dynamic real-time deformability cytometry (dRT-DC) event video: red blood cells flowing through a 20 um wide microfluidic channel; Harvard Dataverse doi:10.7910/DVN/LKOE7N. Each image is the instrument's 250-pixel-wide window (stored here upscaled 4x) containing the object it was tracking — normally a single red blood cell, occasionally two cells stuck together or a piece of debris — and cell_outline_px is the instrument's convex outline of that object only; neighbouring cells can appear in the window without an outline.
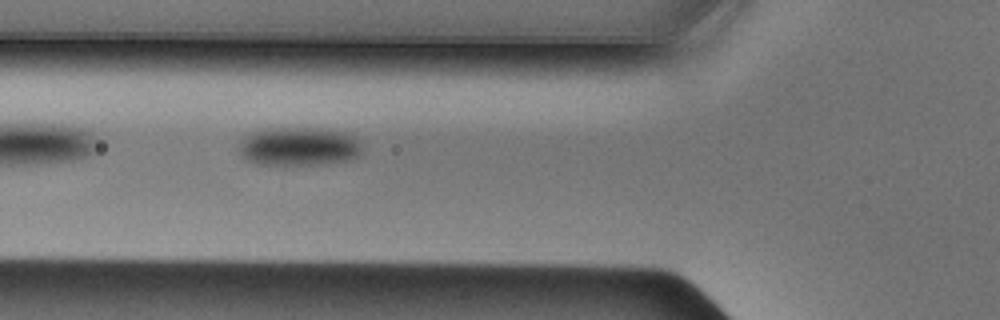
{"species": "Egyptian fruit bat (a non-hibernating species)", "species_latin": "Rousettus aegyptiacus", "temperature_condition": "cold", "stored_images_in_passage": 30, "camera_frame_rate_fps": 3000, "um_per_image_px": 0.085, "animal": {"sex": "male"}, "frame": {"image": 1, "passage_image": 3, "time_ms": 0.667, "image_size_px": [1000, 320], "cell_outline_px": [[360, 156], [344, 160], [324, 164], [256, 164], [248, 160], [240, 152], [240, 140], [252, 132], [272, 128], [304, 128], [344, 132], [356, 136], [360, 144]], "centroid_in_image_um": [25.41, 12.45], "position_along_channel_um": 100.4, "area_um2": 27.22}}
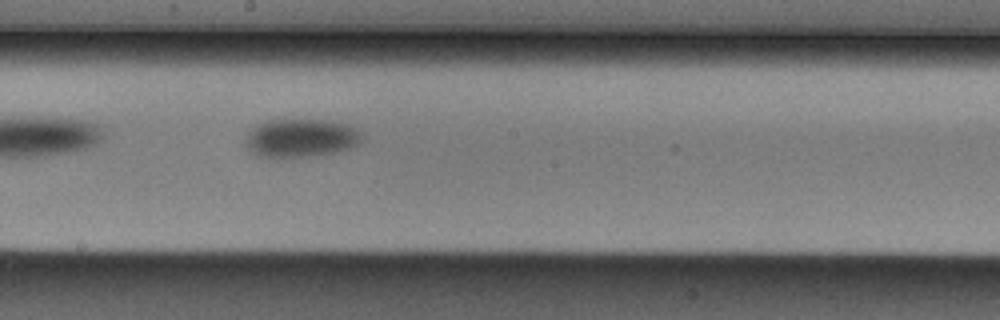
{"frame": {"image": 2, "passage_image": 12, "time_ms": 3.667, "image_size_px": [1000, 320], "cell_outline_px": [[364, 136], [356, 144], [348, 148], [336, 152], [316, 156], [260, 156], [248, 148], [244, 144], [248, 132], [260, 124], [268, 120], [332, 120], [352, 124]], "centroid_in_image_um": [25.64, 11.71], "position_along_channel_um": 222.6, "area_um2": 25.78}}
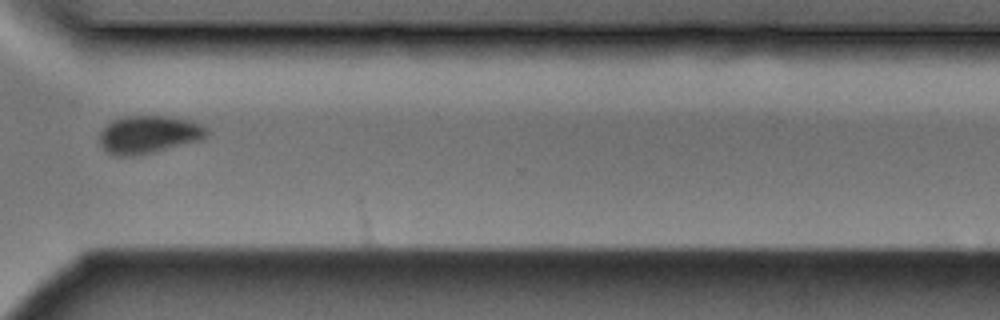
{"frame": {"image": 3, "passage_image": 22, "time_ms": 7.0, "image_size_px": [1000, 320], "cell_outline_px": [[208, 132], [200, 140], [152, 152], [132, 156], [116, 156], [108, 152], [100, 144], [100, 132], [112, 120], [124, 116], [168, 116], [192, 120], [208, 128]], "centroid_in_image_um": [12.64, 11.42], "position_along_channel_um": 358.0, "area_um2": 23.41}}